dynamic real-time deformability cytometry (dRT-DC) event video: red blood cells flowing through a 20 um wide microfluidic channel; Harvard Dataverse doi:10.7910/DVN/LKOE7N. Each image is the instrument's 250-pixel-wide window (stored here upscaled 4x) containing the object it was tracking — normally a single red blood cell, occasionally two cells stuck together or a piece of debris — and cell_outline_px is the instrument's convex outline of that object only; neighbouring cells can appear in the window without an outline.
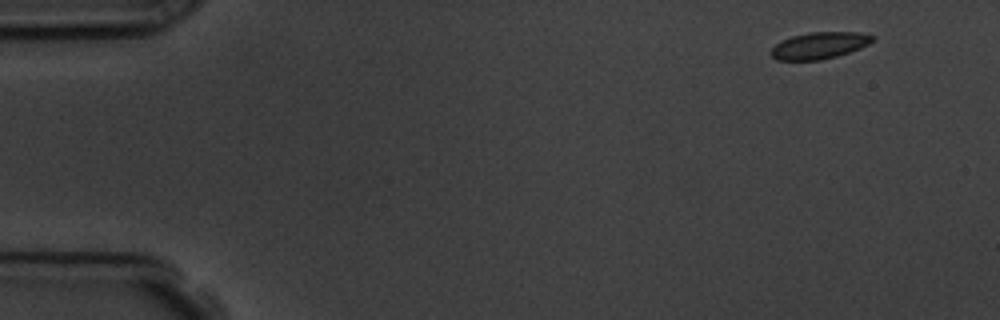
{"species": "common noctule bat (a hibernating species)", "species_latin": "Nyctalus noctula", "temperature_condition": "room temperature", "stored_images_in_passage": 9, "camera_frame_rate_fps": 3000, "um_per_image_px": 0.085, "animal": {"sex": "male", "body_mass_g": 19.5, "forearm_length_mm": 54.6}, "frame": {"image": 1, "passage_image": 1, "time_ms": 0.0, "image_size_px": [1000, 320], "cell_outline_px": [[876, 36], [868, 44], [860, 48], [836, 56], [820, 60], [776, 60], [768, 52], [776, 44], [792, 36], [808, 32], [860, 32]], "centroid_in_image_um": [69.63, 3.86], "position_along_channel_um": 15.4, "area_um2": 15.72}}
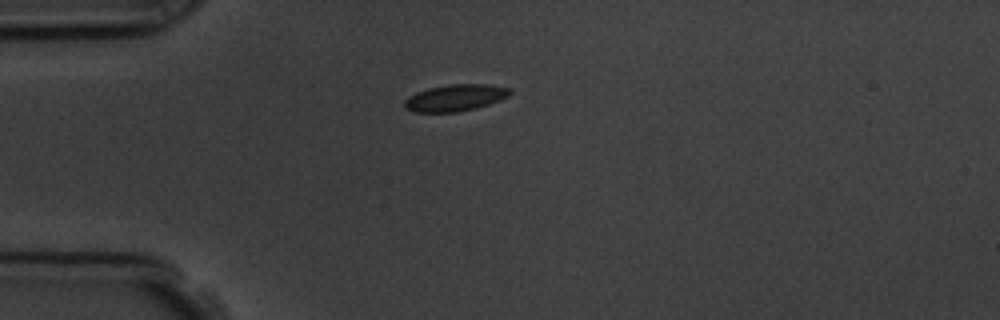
{"frame": {"image": 2, "passage_image": 4, "time_ms": 3.333, "image_size_px": [1000, 320], "cell_outline_px": [[512, 92], [508, 96], [500, 100], [476, 108], [456, 112], [412, 112], [404, 108], [404, 100], [408, 96], [416, 92], [428, 88], [448, 84], [488, 84], [508, 88]], "centroid_in_image_um": [38.65, 8.31], "position_along_channel_um": 46.3, "area_um2": 16.47}}